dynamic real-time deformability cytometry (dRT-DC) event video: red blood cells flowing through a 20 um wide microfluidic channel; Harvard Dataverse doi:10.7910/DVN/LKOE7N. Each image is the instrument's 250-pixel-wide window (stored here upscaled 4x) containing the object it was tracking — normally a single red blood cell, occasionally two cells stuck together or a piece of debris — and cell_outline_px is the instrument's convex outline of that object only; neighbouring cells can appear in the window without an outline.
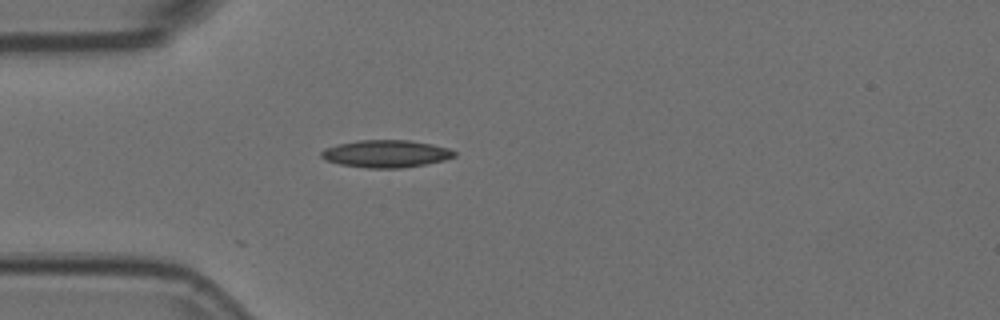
{"species": "Egyptian fruit bat (a non-hibernating species)", "species_latin": "Rousettus aegyptiacus", "temperature_condition": "room temperature", "stored_images_in_passage": 2, "camera_frame_rate_fps": 3000, "um_per_image_px": 0.085, "animal": {"sex": "female"}, "frame": {"image": 1, "passage_image": 2, "time_ms": 0.333, "image_size_px": [1000, 320], "cell_outline_px": [[456, 156], [444, 160], [424, 164], [400, 168], [368, 168], [340, 164], [324, 160], [320, 156], [320, 152], [324, 148], [336, 144], [360, 140], [408, 140], [432, 144], [448, 148], [456, 152]], "centroid_in_image_um": [32.77, 13.06], "position_along_channel_um": 52.2, "area_um2": 21.27}}